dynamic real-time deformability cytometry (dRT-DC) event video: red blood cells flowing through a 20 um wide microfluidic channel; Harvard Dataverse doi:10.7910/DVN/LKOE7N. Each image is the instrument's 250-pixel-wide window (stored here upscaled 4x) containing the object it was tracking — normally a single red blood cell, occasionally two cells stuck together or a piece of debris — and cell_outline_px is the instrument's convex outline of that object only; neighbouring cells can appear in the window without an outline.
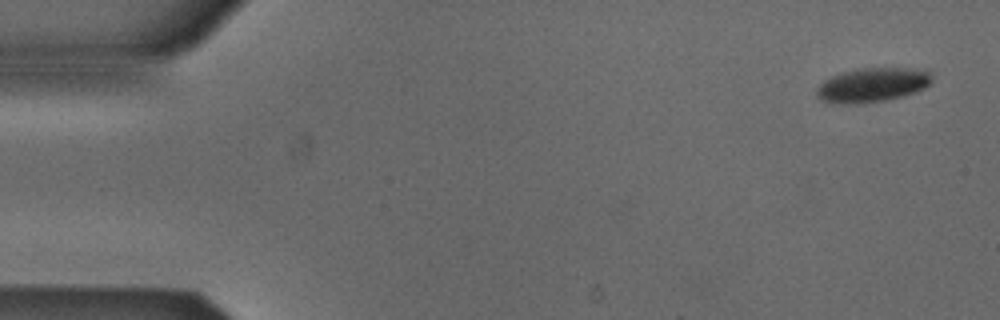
{"species": "Egyptian fruit bat (a non-hibernating species)", "species_latin": "Rousettus aegyptiacus", "temperature_condition": "cold", "stored_images_in_passage": 6, "camera_frame_rate_fps": 3000, "um_per_image_px": 0.085, "animal": {"sex": "male"}, "frame": {"image": 1, "passage_image": 1, "time_ms": 0.0, "image_size_px": [1000, 320], "cell_outline_px": [[932, 80], [924, 88], [916, 92], [884, 100], [848, 104], [840, 104], [820, 100], [816, 96], [816, 88], [824, 80], [832, 76], [844, 72], [860, 68], [924, 68], [932, 76]], "centroid_in_image_um": [74.14, 7.21], "position_along_channel_um": 10.9, "area_um2": 22.89}}
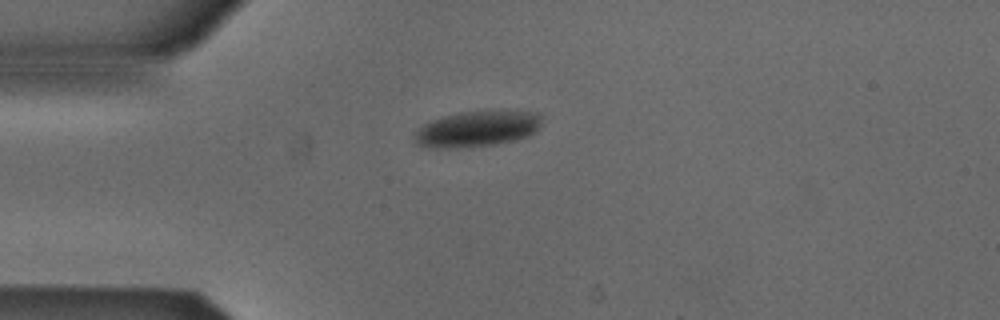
{"frame": {"image": 2, "passage_image": 4, "time_ms": 1.0, "image_size_px": [1000, 320], "cell_outline_px": [[540, 124], [528, 136], [512, 140], [492, 144], [456, 148], [428, 148], [420, 144], [416, 140], [416, 132], [424, 124], [432, 120], [444, 116], [460, 112], [504, 108], [540, 112]], "centroid_in_image_um": [40.61, 10.9], "position_along_channel_um": 44.4, "area_um2": 26.76}}
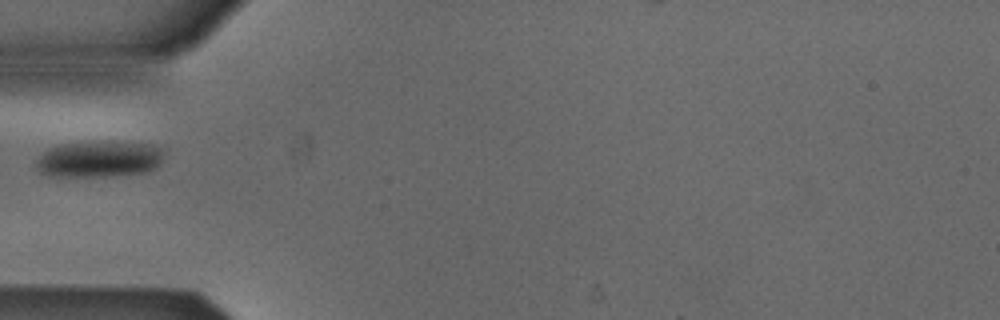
{"frame": {"image": 3, "passage_image": 5, "time_ms": 1.333, "image_size_px": [1000, 320], "cell_outline_px": [[160, 164], [156, 168], [144, 172], [108, 176], [48, 176], [40, 172], [36, 168], [36, 160], [48, 148], [56, 144], [92, 140], [108, 140], [152, 144], [160, 148]], "centroid_in_image_um": [8.36, 13.48], "position_along_channel_um": 76.6, "area_um2": 27.57}}